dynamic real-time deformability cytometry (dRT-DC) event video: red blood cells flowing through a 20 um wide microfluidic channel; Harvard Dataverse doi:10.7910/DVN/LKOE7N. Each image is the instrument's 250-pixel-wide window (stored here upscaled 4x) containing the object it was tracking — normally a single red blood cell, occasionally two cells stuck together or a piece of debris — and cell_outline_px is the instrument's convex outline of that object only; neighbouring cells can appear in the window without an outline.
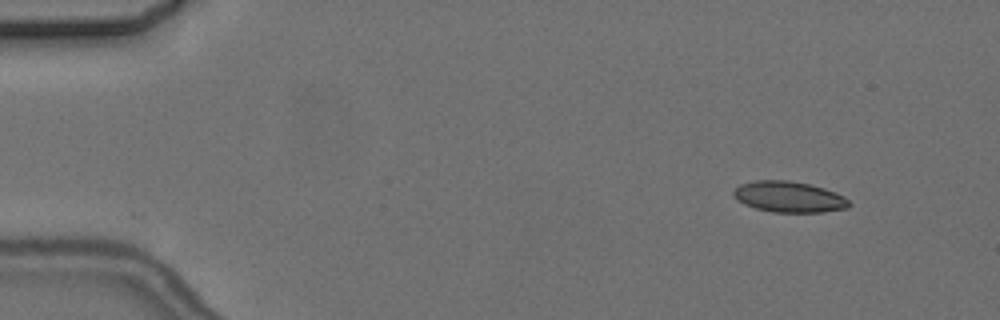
{"species": "common noctule bat (a hibernating species)", "species_latin": "Nyctalus noctula", "temperature_condition": "cold", "stored_images_in_passage": 5, "camera_frame_rate_fps": 3000, "um_per_image_px": 0.085, "animal": {"sex": "female", "body_mass_g": 24.6, "forearm_length_mm": 56.2}, "frame": {"image": 1, "passage_image": 2, "time_ms": 1.333, "image_size_px": [1000, 320], "cell_outline_px": [[852, 204], [848, 208], [824, 212], [772, 212], [756, 208], [744, 204], [736, 200], [732, 196], [732, 192], [740, 184], [756, 180], [788, 180], [808, 184], [824, 188], [836, 192], [844, 196]], "centroid_in_image_um": [67.06, 16.73], "position_along_channel_um": 17.9, "area_um2": 20.98}}
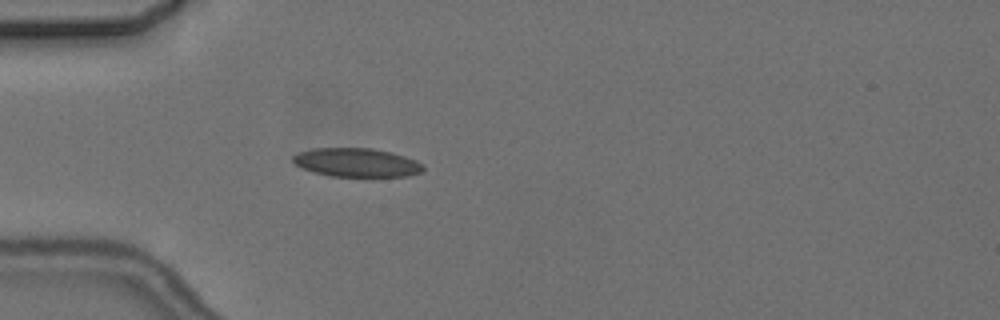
{"frame": {"image": 2, "passage_image": 5, "time_ms": 5.0, "image_size_px": [1000, 320], "cell_outline_px": [[424, 172], [408, 176], [372, 180], [332, 176], [316, 172], [304, 168], [296, 164], [292, 160], [292, 156], [300, 152], [312, 148], [372, 148], [392, 152], [416, 160], [424, 164]], "centroid_in_image_um": [30.43, 13.87], "position_along_channel_um": 54.6, "area_um2": 22.83}}